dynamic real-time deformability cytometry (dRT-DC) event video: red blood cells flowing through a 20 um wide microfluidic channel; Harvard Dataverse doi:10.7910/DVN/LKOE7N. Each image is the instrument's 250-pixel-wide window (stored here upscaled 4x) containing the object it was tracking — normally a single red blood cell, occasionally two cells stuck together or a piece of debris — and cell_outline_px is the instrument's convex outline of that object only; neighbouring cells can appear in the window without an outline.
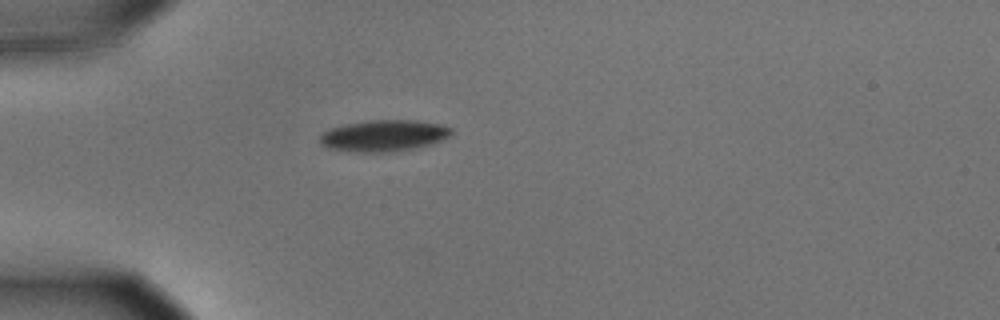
{"species": "common noctule bat (a hibernating species)", "species_latin": "Nyctalus noctula", "temperature_condition": "cold", "stored_images_in_passage": 18, "camera_frame_rate_fps": 3000, "um_per_image_px": 0.085, "animal": {"sex": "male", "body_mass_g": 15.6}, "frame": {"image": 1, "passage_image": 1, "time_ms": 0.0, "image_size_px": [1000, 320], "cell_outline_px": [[452, 132], [448, 136], [432, 144], [416, 148], [392, 152], [348, 152], [328, 148], [320, 144], [320, 136], [328, 128], [344, 124], [368, 120], [416, 120], [440, 124], [452, 128]], "centroid_in_image_um": [32.58, 11.53], "position_along_channel_um": 52.4, "area_um2": 24.33}}
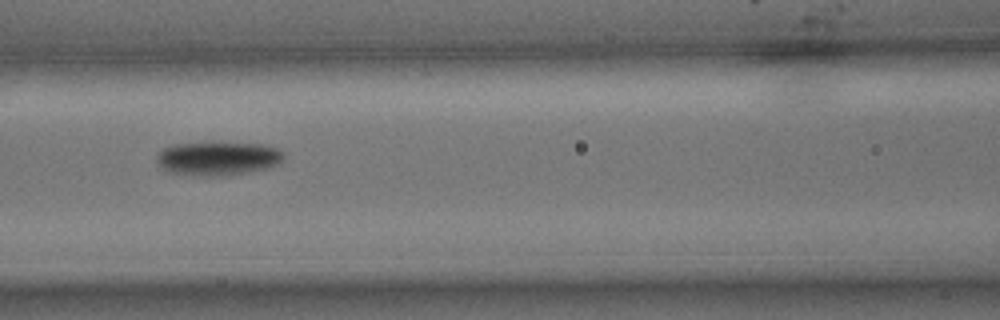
{"frame": {"image": 2, "passage_image": 10, "time_ms": 3.0, "image_size_px": [1000, 320], "cell_outline_px": [[284, 160], [280, 164], [268, 168], [248, 172], [220, 176], [200, 176], [168, 172], [160, 168], [156, 160], [156, 156], [164, 148], [176, 144], [264, 144], [280, 148], [284, 152]], "centroid_in_image_um": [18.56, 13.49], "position_along_channel_um": 148.0, "area_um2": 24.85}}
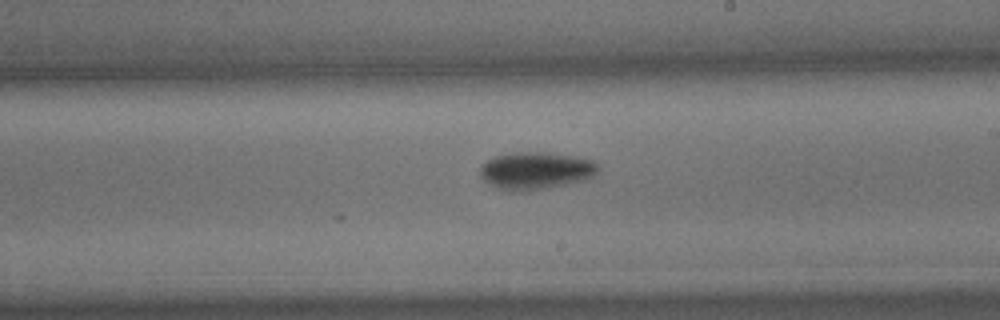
{"frame": {"image": 3, "passage_image": 18, "time_ms": 5.667, "image_size_px": [1000, 320], "cell_outline_px": [[600, 168], [592, 176], [584, 180], [528, 192], [512, 192], [496, 188], [484, 180], [480, 176], [480, 168], [488, 160], [496, 156], [516, 152], [548, 152], [572, 156], [592, 160], [600, 164]], "centroid_in_image_um": [45.54, 14.52], "position_along_channel_um": 243.5, "area_um2": 25.84}}